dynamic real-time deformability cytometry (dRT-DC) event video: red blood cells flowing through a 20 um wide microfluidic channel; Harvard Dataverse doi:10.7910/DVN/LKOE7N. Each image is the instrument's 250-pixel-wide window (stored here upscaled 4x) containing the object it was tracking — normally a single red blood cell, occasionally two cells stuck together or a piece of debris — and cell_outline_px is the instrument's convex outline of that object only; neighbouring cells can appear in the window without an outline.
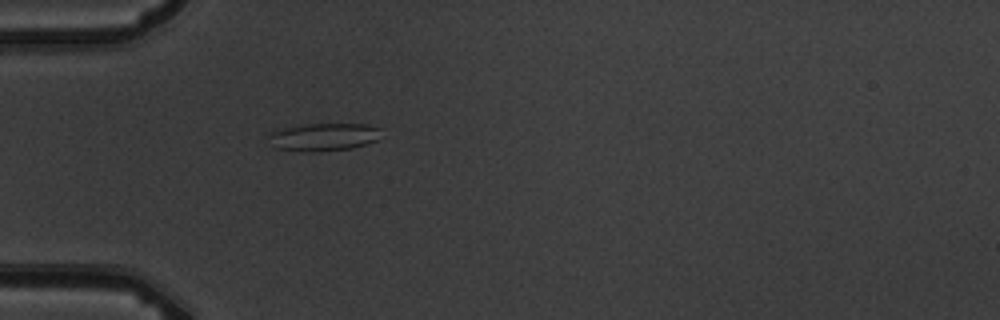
{"species": "common noctule bat (a hibernating species)", "species_latin": "Nyctalus noctula", "temperature_condition": "warm", "stored_images_in_passage": 4, "camera_frame_rate_fps": 3000, "um_per_image_px": 0.085, "animal": {"sex": "male", "body_mass_g": 19.5, "forearm_length_mm": 54.6}, "frame": {"image": 1, "passage_image": 4, "time_ms": 4.333, "image_size_px": [1000, 320], "cell_outline_px": [[380, 128], [376, 140], [352, 148], [312, 152], [308, 152], [272, 148], [268, 136], [276, 128], [304, 124], [364, 124]], "centroid_in_image_um": [27.4, 11.64], "position_along_channel_um": 57.6, "area_um2": 18.26}}